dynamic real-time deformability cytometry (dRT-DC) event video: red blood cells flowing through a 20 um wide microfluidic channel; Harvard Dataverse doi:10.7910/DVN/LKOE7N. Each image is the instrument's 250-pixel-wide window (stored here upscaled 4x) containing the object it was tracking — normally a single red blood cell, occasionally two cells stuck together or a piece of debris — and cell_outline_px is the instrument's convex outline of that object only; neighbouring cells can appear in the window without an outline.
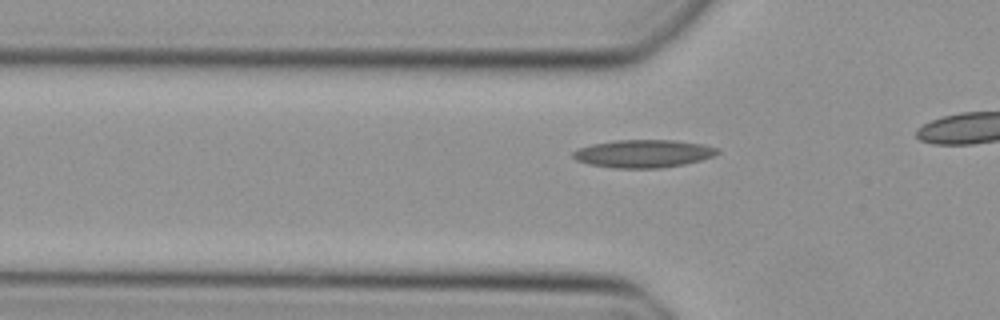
{"species": "Egyptian fruit bat (a non-hibernating species)", "species_latin": "Rousettus aegyptiacus", "temperature_condition": "cold", "stored_images_in_passage": 20, "camera_frame_rate_fps": 3000, "um_per_image_px": 0.085, "animal": {"sex": "female"}, "frame": {"image": 1, "passage_image": 12, "time_ms": 3.667, "image_size_px": [1000, 320], "cell_outline_px": [[720, 152], [712, 156], [700, 160], [684, 164], [660, 168], [612, 168], [588, 164], [576, 160], [572, 156], [572, 152], [576, 148], [592, 144], [616, 140], [676, 140], [704, 144], [720, 148]], "centroid_in_image_um": [54.67, 13.05], "position_along_channel_um": 71.1, "area_um2": 23.64}}
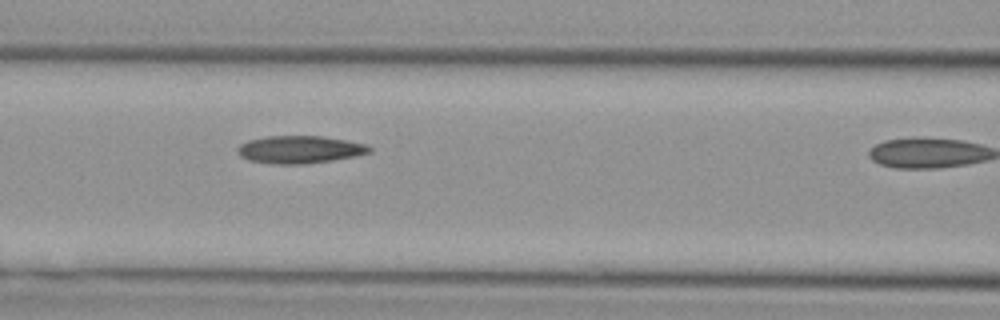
{"frame": {"image": 2, "passage_image": 17, "time_ms": 5.333, "image_size_px": [1000, 320], "cell_outline_px": [[372, 152], [356, 156], [332, 160], [304, 164], [272, 164], [248, 160], [240, 156], [236, 152], [236, 148], [240, 144], [248, 140], [268, 136], [320, 136], [368, 144], [372, 148]], "centroid_in_image_um": [25.46, 12.71], "position_along_channel_um": 141.1, "area_um2": 21.33}}